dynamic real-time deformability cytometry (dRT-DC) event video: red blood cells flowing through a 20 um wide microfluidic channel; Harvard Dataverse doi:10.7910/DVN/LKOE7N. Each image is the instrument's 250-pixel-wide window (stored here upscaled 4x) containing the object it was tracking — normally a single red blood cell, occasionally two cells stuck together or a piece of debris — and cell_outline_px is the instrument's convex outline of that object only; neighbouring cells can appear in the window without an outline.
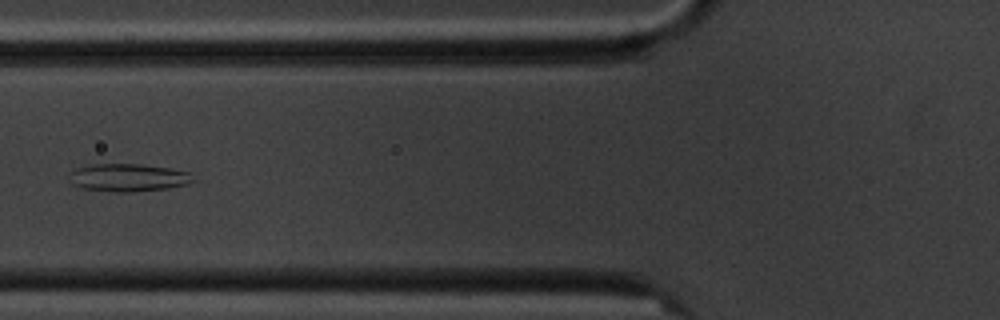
{"species": "common noctule bat (a hibernating species)", "species_latin": "Nyctalus noctula", "temperature_condition": "cold", "stored_images_in_passage": 6, "camera_frame_rate_fps": 3000, "um_per_image_px": 0.085, "animal": {"sex": "male", "body_mass_g": 20.1, "forearm_length_mm": 53.5}, "frame": {"image": 1, "passage_image": 6, "time_ms": 6.0, "image_size_px": [1000, 320], "cell_outline_px": [[196, 180], [188, 184], [168, 188], [132, 192], [116, 192], [84, 188], [72, 184], [72, 172], [80, 168], [92, 164], [140, 164], [168, 168], [188, 172]], "centroid_in_image_um": [10.97, 15.1], "position_along_channel_um": 114.8, "area_um2": 19.65}}